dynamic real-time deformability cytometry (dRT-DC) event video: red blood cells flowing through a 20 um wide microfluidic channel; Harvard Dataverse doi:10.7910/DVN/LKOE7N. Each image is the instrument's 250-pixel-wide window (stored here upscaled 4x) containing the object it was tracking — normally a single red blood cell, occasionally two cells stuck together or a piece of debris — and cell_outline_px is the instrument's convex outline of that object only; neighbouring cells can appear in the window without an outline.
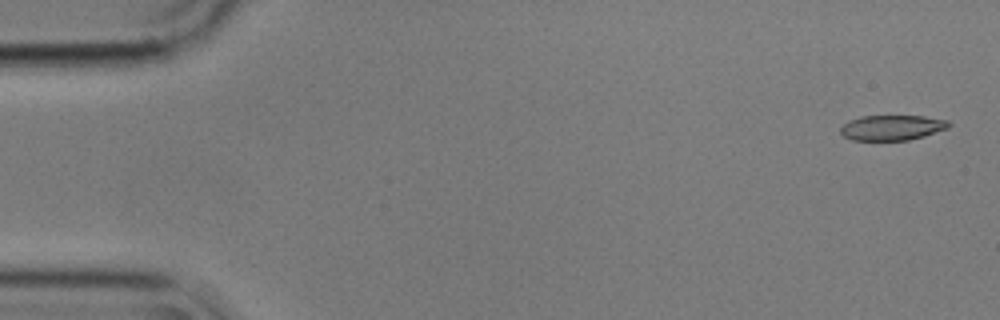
{"species": "common noctule bat (a hibernating species)", "species_latin": "Nyctalus noctula", "temperature_condition": "cold", "stored_images_in_passage": 4, "camera_frame_rate_fps": 3000, "um_per_image_px": 0.085, "animal": {"sex": "male", "body_mass_g": 17.9}, "frame": {"image": 1, "passage_image": 1, "time_ms": 0.0, "image_size_px": [1000, 320], "cell_outline_px": [[952, 124], [948, 128], [924, 136], [908, 140], [852, 140], [844, 136], [840, 132], [840, 128], [844, 124], [860, 116], [924, 116], [948, 120]], "centroid_in_image_um": [75.85, 10.85], "position_along_channel_um": 9.1, "area_um2": 15.84}}
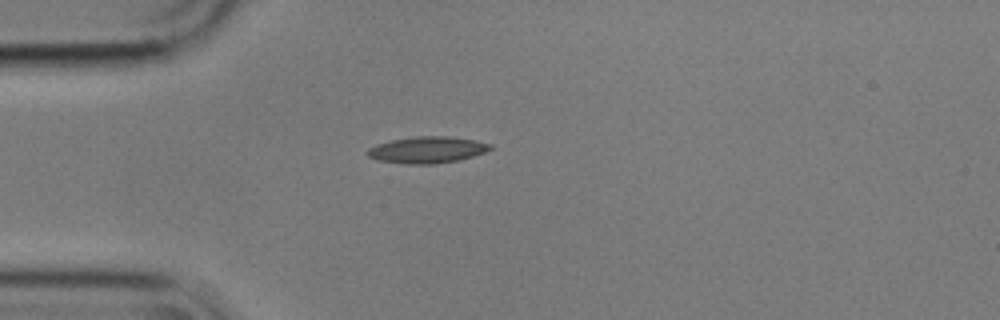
{"frame": {"image": 2, "passage_image": 4, "time_ms": 1.0, "image_size_px": [1000, 320], "cell_outline_px": [[492, 148], [484, 152], [472, 156], [456, 160], [432, 164], [404, 164], [376, 160], [368, 156], [364, 152], [368, 148], [376, 144], [392, 140], [416, 136], [448, 136], [476, 140], [492, 144]], "centroid_in_image_um": [36.26, 12.73], "position_along_channel_um": 48.7, "area_um2": 19.02}}